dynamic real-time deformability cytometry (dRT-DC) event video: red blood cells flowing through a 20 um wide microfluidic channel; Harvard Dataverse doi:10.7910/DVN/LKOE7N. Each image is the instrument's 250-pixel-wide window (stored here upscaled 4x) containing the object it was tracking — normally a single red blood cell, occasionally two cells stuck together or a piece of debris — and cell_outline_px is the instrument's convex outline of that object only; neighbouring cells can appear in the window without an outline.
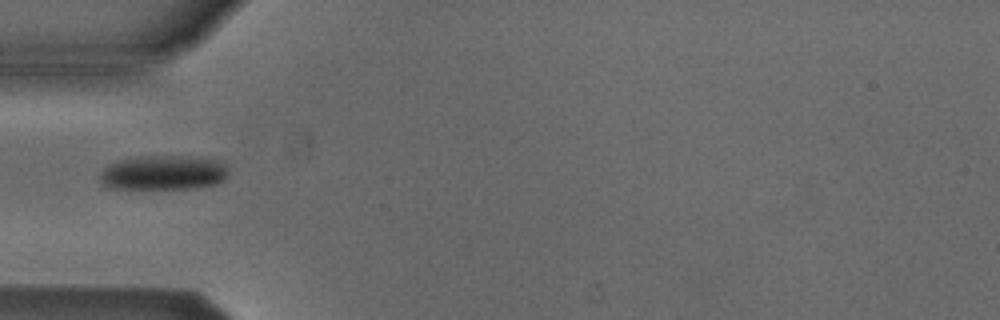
{"species": "Egyptian fruit bat (a non-hibernating species)", "species_latin": "Rousettus aegyptiacus", "temperature_condition": "cold", "stored_images_in_passage": 37, "camera_frame_rate_fps": 3000, "um_per_image_px": 0.085, "animal": {"sex": "male"}, "frame": {"image": 1, "passage_image": 1, "time_ms": 0.0, "image_size_px": [1000, 320], "cell_outline_px": [[228, 172], [224, 180], [216, 184], [192, 188], [108, 188], [100, 180], [100, 172], [108, 164], [120, 160], [136, 156], [188, 156], [216, 160], [224, 164]], "centroid_in_image_um": [13.86, 14.67], "position_along_channel_um": 71.1, "area_um2": 25.78}}
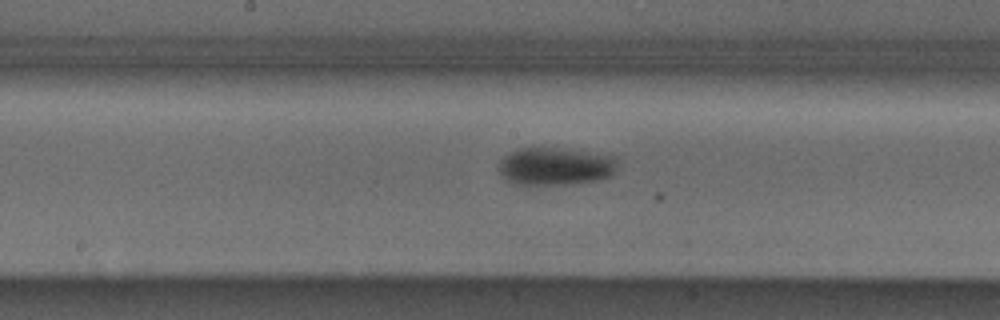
{"frame": {"image": 2, "passage_image": 11, "time_ms": 3.333, "image_size_px": [1000, 320], "cell_outline_px": [[616, 172], [612, 176], [600, 180], [564, 184], [512, 184], [504, 180], [496, 168], [500, 160], [504, 156], [520, 148], [552, 148], [616, 156]], "centroid_in_image_um": [47.17, 14.16], "position_along_channel_um": 201.0, "area_um2": 26.13}}
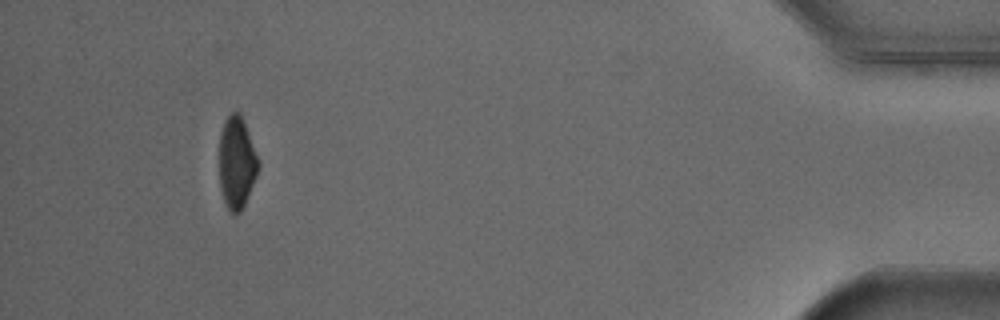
{"frame": {"image": 3, "passage_image": 33, "time_ms": 10.667, "image_size_px": [1000, 320], "cell_outline_px": [[260, 164], [256, 176], [244, 204], [240, 212], [228, 212], [220, 188], [220, 132], [224, 120], [232, 112], [240, 112]], "centroid_in_image_um": [20.11, 13.81], "position_along_channel_um": 415.1, "area_um2": 20.58}}